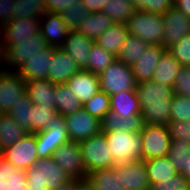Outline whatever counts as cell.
Listing matches in <instances>:
<instances>
[{"mask_svg": "<svg viewBox=\"0 0 190 190\" xmlns=\"http://www.w3.org/2000/svg\"><path fill=\"white\" fill-rule=\"evenodd\" d=\"M94 42V40L86 38L80 31L70 30L61 48L82 70L88 66V57Z\"/></svg>", "mask_w": 190, "mask_h": 190, "instance_id": "21", "label": "cell"}, {"mask_svg": "<svg viewBox=\"0 0 190 190\" xmlns=\"http://www.w3.org/2000/svg\"><path fill=\"white\" fill-rule=\"evenodd\" d=\"M0 154L12 165L26 171L38 160L35 133H27L18 142L1 151Z\"/></svg>", "mask_w": 190, "mask_h": 190, "instance_id": "11", "label": "cell"}, {"mask_svg": "<svg viewBox=\"0 0 190 190\" xmlns=\"http://www.w3.org/2000/svg\"><path fill=\"white\" fill-rule=\"evenodd\" d=\"M181 67L182 66L177 59L166 51L157 64L151 80L161 85H168L173 88L177 78V73Z\"/></svg>", "mask_w": 190, "mask_h": 190, "instance_id": "27", "label": "cell"}, {"mask_svg": "<svg viewBox=\"0 0 190 190\" xmlns=\"http://www.w3.org/2000/svg\"><path fill=\"white\" fill-rule=\"evenodd\" d=\"M115 174L120 177L125 190H149L150 182L144 160L132 161L115 166Z\"/></svg>", "mask_w": 190, "mask_h": 190, "instance_id": "15", "label": "cell"}, {"mask_svg": "<svg viewBox=\"0 0 190 190\" xmlns=\"http://www.w3.org/2000/svg\"><path fill=\"white\" fill-rule=\"evenodd\" d=\"M115 24H126L136 12L132 0H106L102 10Z\"/></svg>", "mask_w": 190, "mask_h": 190, "instance_id": "34", "label": "cell"}, {"mask_svg": "<svg viewBox=\"0 0 190 190\" xmlns=\"http://www.w3.org/2000/svg\"><path fill=\"white\" fill-rule=\"evenodd\" d=\"M46 11L61 14L67 8L78 6L81 0H43Z\"/></svg>", "mask_w": 190, "mask_h": 190, "instance_id": "49", "label": "cell"}, {"mask_svg": "<svg viewBox=\"0 0 190 190\" xmlns=\"http://www.w3.org/2000/svg\"><path fill=\"white\" fill-rule=\"evenodd\" d=\"M55 84L49 80L26 81V94L33 104L55 108Z\"/></svg>", "mask_w": 190, "mask_h": 190, "instance_id": "25", "label": "cell"}, {"mask_svg": "<svg viewBox=\"0 0 190 190\" xmlns=\"http://www.w3.org/2000/svg\"><path fill=\"white\" fill-rule=\"evenodd\" d=\"M33 103L25 93L23 96L17 98L15 105H12L10 112L17 124L26 133H31V111Z\"/></svg>", "mask_w": 190, "mask_h": 190, "instance_id": "38", "label": "cell"}, {"mask_svg": "<svg viewBox=\"0 0 190 190\" xmlns=\"http://www.w3.org/2000/svg\"><path fill=\"white\" fill-rule=\"evenodd\" d=\"M86 181L93 190H125L120 177L115 174V167L90 171Z\"/></svg>", "mask_w": 190, "mask_h": 190, "instance_id": "28", "label": "cell"}, {"mask_svg": "<svg viewBox=\"0 0 190 190\" xmlns=\"http://www.w3.org/2000/svg\"><path fill=\"white\" fill-rule=\"evenodd\" d=\"M25 172L28 190H54L71 179L52 158H38Z\"/></svg>", "mask_w": 190, "mask_h": 190, "instance_id": "2", "label": "cell"}, {"mask_svg": "<svg viewBox=\"0 0 190 190\" xmlns=\"http://www.w3.org/2000/svg\"><path fill=\"white\" fill-rule=\"evenodd\" d=\"M39 31L50 47L61 48L70 30L64 25L60 14L47 12L39 19Z\"/></svg>", "mask_w": 190, "mask_h": 190, "instance_id": "19", "label": "cell"}, {"mask_svg": "<svg viewBox=\"0 0 190 190\" xmlns=\"http://www.w3.org/2000/svg\"><path fill=\"white\" fill-rule=\"evenodd\" d=\"M26 134L11 115L0 114V152L18 142Z\"/></svg>", "mask_w": 190, "mask_h": 190, "instance_id": "33", "label": "cell"}, {"mask_svg": "<svg viewBox=\"0 0 190 190\" xmlns=\"http://www.w3.org/2000/svg\"><path fill=\"white\" fill-rule=\"evenodd\" d=\"M190 152V144L180 140H171L169 153L166 156L167 160L172 163L178 173H181L184 168V162Z\"/></svg>", "mask_w": 190, "mask_h": 190, "instance_id": "41", "label": "cell"}, {"mask_svg": "<svg viewBox=\"0 0 190 190\" xmlns=\"http://www.w3.org/2000/svg\"><path fill=\"white\" fill-rule=\"evenodd\" d=\"M173 93L179 96L190 97V67L182 66L178 73Z\"/></svg>", "mask_w": 190, "mask_h": 190, "instance_id": "47", "label": "cell"}, {"mask_svg": "<svg viewBox=\"0 0 190 190\" xmlns=\"http://www.w3.org/2000/svg\"><path fill=\"white\" fill-rule=\"evenodd\" d=\"M54 47H48L38 54L33 55L26 60L25 64L17 71V73L25 80H45L48 77L49 66L52 61Z\"/></svg>", "mask_w": 190, "mask_h": 190, "instance_id": "18", "label": "cell"}, {"mask_svg": "<svg viewBox=\"0 0 190 190\" xmlns=\"http://www.w3.org/2000/svg\"><path fill=\"white\" fill-rule=\"evenodd\" d=\"M148 45L141 38L128 34L116 57L126 65L132 66L147 49Z\"/></svg>", "mask_w": 190, "mask_h": 190, "instance_id": "35", "label": "cell"}, {"mask_svg": "<svg viewBox=\"0 0 190 190\" xmlns=\"http://www.w3.org/2000/svg\"><path fill=\"white\" fill-rule=\"evenodd\" d=\"M128 30L126 24H113L102 35L95 40V42L105 48L108 52H111L115 56L118 55L119 49L122 43L128 36Z\"/></svg>", "mask_w": 190, "mask_h": 190, "instance_id": "32", "label": "cell"}, {"mask_svg": "<svg viewBox=\"0 0 190 190\" xmlns=\"http://www.w3.org/2000/svg\"><path fill=\"white\" fill-rule=\"evenodd\" d=\"M81 2L90 13H93L102 11L106 0H81Z\"/></svg>", "mask_w": 190, "mask_h": 190, "instance_id": "51", "label": "cell"}, {"mask_svg": "<svg viewBox=\"0 0 190 190\" xmlns=\"http://www.w3.org/2000/svg\"><path fill=\"white\" fill-rule=\"evenodd\" d=\"M116 164L142 160L141 132L118 131L104 133Z\"/></svg>", "mask_w": 190, "mask_h": 190, "instance_id": "3", "label": "cell"}, {"mask_svg": "<svg viewBox=\"0 0 190 190\" xmlns=\"http://www.w3.org/2000/svg\"><path fill=\"white\" fill-rule=\"evenodd\" d=\"M150 184L170 180L178 172L166 157L144 160Z\"/></svg>", "mask_w": 190, "mask_h": 190, "instance_id": "31", "label": "cell"}, {"mask_svg": "<svg viewBox=\"0 0 190 190\" xmlns=\"http://www.w3.org/2000/svg\"><path fill=\"white\" fill-rule=\"evenodd\" d=\"M167 51L163 45L149 44L147 49L139 56L136 63L131 66L135 81H150L162 55Z\"/></svg>", "mask_w": 190, "mask_h": 190, "instance_id": "17", "label": "cell"}, {"mask_svg": "<svg viewBox=\"0 0 190 190\" xmlns=\"http://www.w3.org/2000/svg\"><path fill=\"white\" fill-rule=\"evenodd\" d=\"M47 13L43 0H15L12 7V19L32 17L40 19Z\"/></svg>", "mask_w": 190, "mask_h": 190, "instance_id": "37", "label": "cell"}, {"mask_svg": "<svg viewBox=\"0 0 190 190\" xmlns=\"http://www.w3.org/2000/svg\"><path fill=\"white\" fill-rule=\"evenodd\" d=\"M2 42V27L0 26V43Z\"/></svg>", "mask_w": 190, "mask_h": 190, "instance_id": "58", "label": "cell"}, {"mask_svg": "<svg viewBox=\"0 0 190 190\" xmlns=\"http://www.w3.org/2000/svg\"><path fill=\"white\" fill-rule=\"evenodd\" d=\"M2 46H1V43H0V66H2Z\"/></svg>", "mask_w": 190, "mask_h": 190, "instance_id": "56", "label": "cell"}, {"mask_svg": "<svg viewBox=\"0 0 190 190\" xmlns=\"http://www.w3.org/2000/svg\"><path fill=\"white\" fill-rule=\"evenodd\" d=\"M74 190H93L91 185L86 180H80L76 185Z\"/></svg>", "mask_w": 190, "mask_h": 190, "instance_id": "55", "label": "cell"}, {"mask_svg": "<svg viewBox=\"0 0 190 190\" xmlns=\"http://www.w3.org/2000/svg\"><path fill=\"white\" fill-rule=\"evenodd\" d=\"M70 141L81 142L101 132V121L83 108L65 116Z\"/></svg>", "mask_w": 190, "mask_h": 190, "instance_id": "12", "label": "cell"}, {"mask_svg": "<svg viewBox=\"0 0 190 190\" xmlns=\"http://www.w3.org/2000/svg\"><path fill=\"white\" fill-rule=\"evenodd\" d=\"M91 116L96 117L100 121L110 111V98L104 91H99L89 101L82 106Z\"/></svg>", "mask_w": 190, "mask_h": 190, "instance_id": "40", "label": "cell"}, {"mask_svg": "<svg viewBox=\"0 0 190 190\" xmlns=\"http://www.w3.org/2000/svg\"><path fill=\"white\" fill-rule=\"evenodd\" d=\"M39 31V19L32 17L20 20L12 19L2 27V52L12 44H18L21 40L30 39Z\"/></svg>", "mask_w": 190, "mask_h": 190, "instance_id": "16", "label": "cell"}, {"mask_svg": "<svg viewBox=\"0 0 190 190\" xmlns=\"http://www.w3.org/2000/svg\"><path fill=\"white\" fill-rule=\"evenodd\" d=\"M190 119V97L173 93L170 121H188Z\"/></svg>", "mask_w": 190, "mask_h": 190, "instance_id": "43", "label": "cell"}, {"mask_svg": "<svg viewBox=\"0 0 190 190\" xmlns=\"http://www.w3.org/2000/svg\"><path fill=\"white\" fill-rule=\"evenodd\" d=\"M0 190H28L26 172L6 161L1 154Z\"/></svg>", "mask_w": 190, "mask_h": 190, "instance_id": "24", "label": "cell"}, {"mask_svg": "<svg viewBox=\"0 0 190 190\" xmlns=\"http://www.w3.org/2000/svg\"><path fill=\"white\" fill-rule=\"evenodd\" d=\"M113 24L111 18H109L104 12H93L81 22L78 31H80L86 38L95 41Z\"/></svg>", "mask_w": 190, "mask_h": 190, "instance_id": "30", "label": "cell"}, {"mask_svg": "<svg viewBox=\"0 0 190 190\" xmlns=\"http://www.w3.org/2000/svg\"><path fill=\"white\" fill-rule=\"evenodd\" d=\"M79 144L88 172L97 169L112 168L117 165L110 153L107 139L103 132H99L97 135H93L79 142Z\"/></svg>", "mask_w": 190, "mask_h": 190, "instance_id": "6", "label": "cell"}, {"mask_svg": "<svg viewBox=\"0 0 190 190\" xmlns=\"http://www.w3.org/2000/svg\"><path fill=\"white\" fill-rule=\"evenodd\" d=\"M51 158L70 178L86 180L88 171L84 164L79 142H66L54 151Z\"/></svg>", "mask_w": 190, "mask_h": 190, "instance_id": "10", "label": "cell"}, {"mask_svg": "<svg viewBox=\"0 0 190 190\" xmlns=\"http://www.w3.org/2000/svg\"><path fill=\"white\" fill-rule=\"evenodd\" d=\"M38 158H51L54 151L70 141L65 124V116L56 113L48 129L35 133Z\"/></svg>", "mask_w": 190, "mask_h": 190, "instance_id": "8", "label": "cell"}, {"mask_svg": "<svg viewBox=\"0 0 190 190\" xmlns=\"http://www.w3.org/2000/svg\"><path fill=\"white\" fill-rule=\"evenodd\" d=\"M164 31L163 46L168 49L183 36L190 34V18L185 16L175 5L162 14Z\"/></svg>", "mask_w": 190, "mask_h": 190, "instance_id": "14", "label": "cell"}, {"mask_svg": "<svg viewBox=\"0 0 190 190\" xmlns=\"http://www.w3.org/2000/svg\"><path fill=\"white\" fill-rule=\"evenodd\" d=\"M48 47L49 45L44 40L41 32L38 31L30 39L9 45L2 54V67L8 71L17 72L27 59Z\"/></svg>", "mask_w": 190, "mask_h": 190, "instance_id": "5", "label": "cell"}, {"mask_svg": "<svg viewBox=\"0 0 190 190\" xmlns=\"http://www.w3.org/2000/svg\"><path fill=\"white\" fill-rule=\"evenodd\" d=\"M175 5L185 16L190 18V0H176Z\"/></svg>", "mask_w": 190, "mask_h": 190, "instance_id": "52", "label": "cell"}, {"mask_svg": "<svg viewBox=\"0 0 190 190\" xmlns=\"http://www.w3.org/2000/svg\"><path fill=\"white\" fill-rule=\"evenodd\" d=\"M169 134L172 140H180L190 144V119L188 121H170Z\"/></svg>", "mask_w": 190, "mask_h": 190, "instance_id": "46", "label": "cell"}, {"mask_svg": "<svg viewBox=\"0 0 190 190\" xmlns=\"http://www.w3.org/2000/svg\"><path fill=\"white\" fill-rule=\"evenodd\" d=\"M80 70L75 61L62 48H55L47 80L54 84L66 83Z\"/></svg>", "mask_w": 190, "mask_h": 190, "instance_id": "20", "label": "cell"}, {"mask_svg": "<svg viewBox=\"0 0 190 190\" xmlns=\"http://www.w3.org/2000/svg\"><path fill=\"white\" fill-rule=\"evenodd\" d=\"M190 182V152L187 156V159L184 162V168L183 171L181 172Z\"/></svg>", "mask_w": 190, "mask_h": 190, "instance_id": "54", "label": "cell"}, {"mask_svg": "<svg viewBox=\"0 0 190 190\" xmlns=\"http://www.w3.org/2000/svg\"><path fill=\"white\" fill-rule=\"evenodd\" d=\"M141 132L142 160L166 157L171 145L168 126L144 125Z\"/></svg>", "mask_w": 190, "mask_h": 190, "instance_id": "9", "label": "cell"}, {"mask_svg": "<svg viewBox=\"0 0 190 190\" xmlns=\"http://www.w3.org/2000/svg\"><path fill=\"white\" fill-rule=\"evenodd\" d=\"M57 113L53 106H39L33 104L31 111V133L48 129Z\"/></svg>", "mask_w": 190, "mask_h": 190, "instance_id": "39", "label": "cell"}, {"mask_svg": "<svg viewBox=\"0 0 190 190\" xmlns=\"http://www.w3.org/2000/svg\"><path fill=\"white\" fill-rule=\"evenodd\" d=\"M66 84L82 104L89 101L100 91L99 76L85 69L72 76Z\"/></svg>", "mask_w": 190, "mask_h": 190, "instance_id": "22", "label": "cell"}, {"mask_svg": "<svg viewBox=\"0 0 190 190\" xmlns=\"http://www.w3.org/2000/svg\"><path fill=\"white\" fill-rule=\"evenodd\" d=\"M99 76L100 90L109 96L123 91H135L137 82L131 66L120 60L114 61Z\"/></svg>", "mask_w": 190, "mask_h": 190, "instance_id": "7", "label": "cell"}, {"mask_svg": "<svg viewBox=\"0 0 190 190\" xmlns=\"http://www.w3.org/2000/svg\"><path fill=\"white\" fill-rule=\"evenodd\" d=\"M167 51L177 59L181 66L190 67V34L183 36Z\"/></svg>", "mask_w": 190, "mask_h": 190, "instance_id": "44", "label": "cell"}, {"mask_svg": "<svg viewBox=\"0 0 190 190\" xmlns=\"http://www.w3.org/2000/svg\"><path fill=\"white\" fill-rule=\"evenodd\" d=\"M143 118L139 116L124 117L116 112H108L101 120V132L127 131L140 132L143 129Z\"/></svg>", "mask_w": 190, "mask_h": 190, "instance_id": "23", "label": "cell"}, {"mask_svg": "<svg viewBox=\"0 0 190 190\" xmlns=\"http://www.w3.org/2000/svg\"><path fill=\"white\" fill-rule=\"evenodd\" d=\"M26 93V81L15 71L0 72V114H8L17 98Z\"/></svg>", "mask_w": 190, "mask_h": 190, "instance_id": "13", "label": "cell"}, {"mask_svg": "<svg viewBox=\"0 0 190 190\" xmlns=\"http://www.w3.org/2000/svg\"><path fill=\"white\" fill-rule=\"evenodd\" d=\"M136 10H142L153 14H163L172 5V0H132Z\"/></svg>", "mask_w": 190, "mask_h": 190, "instance_id": "45", "label": "cell"}, {"mask_svg": "<svg viewBox=\"0 0 190 190\" xmlns=\"http://www.w3.org/2000/svg\"><path fill=\"white\" fill-rule=\"evenodd\" d=\"M180 190H190V183L185 188H182Z\"/></svg>", "mask_w": 190, "mask_h": 190, "instance_id": "57", "label": "cell"}, {"mask_svg": "<svg viewBox=\"0 0 190 190\" xmlns=\"http://www.w3.org/2000/svg\"><path fill=\"white\" fill-rule=\"evenodd\" d=\"M55 110L64 116L82 109L83 104L66 83L55 84Z\"/></svg>", "mask_w": 190, "mask_h": 190, "instance_id": "29", "label": "cell"}, {"mask_svg": "<svg viewBox=\"0 0 190 190\" xmlns=\"http://www.w3.org/2000/svg\"><path fill=\"white\" fill-rule=\"evenodd\" d=\"M144 125L168 126L170 122L173 88L153 80L136 85Z\"/></svg>", "mask_w": 190, "mask_h": 190, "instance_id": "1", "label": "cell"}, {"mask_svg": "<svg viewBox=\"0 0 190 190\" xmlns=\"http://www.w3.org/2000/svg\"><path fill=\"white\" fill-rule=\"evenodd\" d=\"M116 60L117 57L114 54L94 42L90 49L88 66L85 70L99 75Z\"/></svg>", "mask_w": 190, "mask_h": 190, "instance_id": "36", "label": "cell"}, {"mask_svg": "<svg viewBox=\"0 0 190 190\" xmlns=\"http://www.w3.org/2000/svg\"><path fill=\"white\" fill-rule=\"evenodd\" d=\"M80 180L78 179H73L71 178L69 181L61 184L54 190H74L75 185L79 182Z\"/></svg>", "mask_w": 190, "mask_h": 190, "instance_id": "53", "label": "cell"}, {"mask_svg": "<svg viewBox=\"0 0 190 190\" xmlns=\"http://www.w3.org/2000/svg\"><path fill=\"white\" fill-rule=\"evenodd\" d=\"M126 26L130 35L139 37L148 44L163 45L164 25L161 14L136 10Z\"/></svg>", "mask_w": 190, "mask_h": 190, "instance_id": "4", "label": "cell"}, {"mask_svg": "<svg viewBox=\"0 0 190 190\" xmlns=\"http://www.w3.org/2000/svg\"><path fill=\"white\" fill-rule=\"evenodd\" d=\"M110 112H116L124 117L139 116L140 103L136 91H123L109 96Z\"/></svg>", "mask_w": 190, "mask_h": 190, "instance_id": "26", "label": "cell"}, {"mask_svg": "<svg viewBox=\"0 0 190 190\" xmlns=\"http://www.w3.org/2000/svg\"><path fill=\"white\" fill-rule=\"evenodd\" d=\"M189 183L182 173H177L170 180L151 184L149 190H180L185 188Z\"/></svg>", "mask_w": 190, "mask_h": 190, "instance_id": "48", "label": "cell"}, {"mask_svg": "<svg viewBox=\"0 0 190 190\" xmlns=\"http://www.w3.org/2000/svg\"><path fill=\"white\" fill-rule=\"evenodd\" d=\"M60 15L62 17L64 25L69 30H78L81 22L90 15V12L80 1L78 6L67 8Z\"/></svg>", "mask_w": 190, "mask_h": 190, "instance_id": "42", "label": "cell"}, {"mask_svg": "<svg viewBox=\"0 0 190 190\" xmlns=\"http://www.w3.org/2000/svg\"><path fill=\"white\" fill-rule=\"evenodd\" d=\"M15 0H0V26L12 20V7Z\"/></svg>", "mask_w": 190, "mask_h": 190, "instance_id": "50", "label": "cell"}]
</instances>
